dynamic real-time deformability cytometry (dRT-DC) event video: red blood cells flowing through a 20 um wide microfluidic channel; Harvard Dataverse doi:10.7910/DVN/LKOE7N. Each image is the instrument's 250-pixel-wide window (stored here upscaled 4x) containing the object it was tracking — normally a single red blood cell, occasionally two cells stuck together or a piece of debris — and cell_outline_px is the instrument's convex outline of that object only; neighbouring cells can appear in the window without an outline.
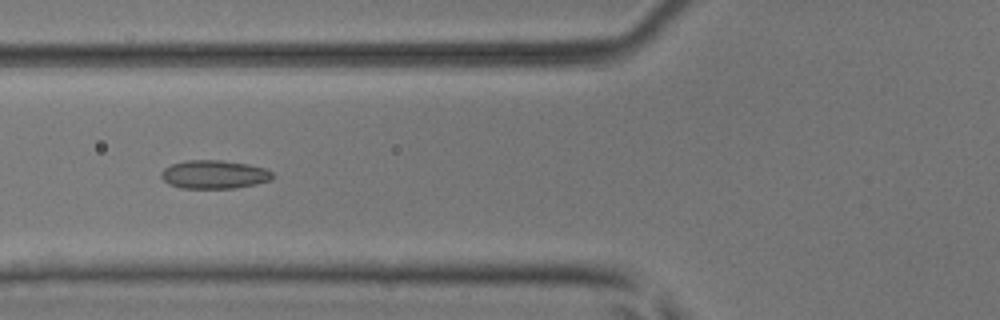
{"species": "common noctule bat (a hibernating species)", "species_latin": "Nyctalus noctula", "temperature_condition": "room temperature", "stored_images_in_passage": 6, "camera_frame_rate_fps": 3000, "um_per_image_px": 0.085, "animal": {"sex": "male", "body_mass_g": 17.9, "forearm_length_mm": 54.2}, "frame": {"image": 1, "passage_image": 6, "time_ms": 1.667, "image_size_px": [1000, 320], "cell_outline_px": [[276, 176], [272, 180], [256, 184], [236, 188], [180, 188], [168, 184], [160, 176], [160, 172], [164, 168], [172, 164], [188, 160], [220, 160], [248, 164], [264, 168], [272, 172]], "centroid_in_image_um": [18.22, 14.83], "position_along_channel_um": 107.6, "area_um2": 18.61}}